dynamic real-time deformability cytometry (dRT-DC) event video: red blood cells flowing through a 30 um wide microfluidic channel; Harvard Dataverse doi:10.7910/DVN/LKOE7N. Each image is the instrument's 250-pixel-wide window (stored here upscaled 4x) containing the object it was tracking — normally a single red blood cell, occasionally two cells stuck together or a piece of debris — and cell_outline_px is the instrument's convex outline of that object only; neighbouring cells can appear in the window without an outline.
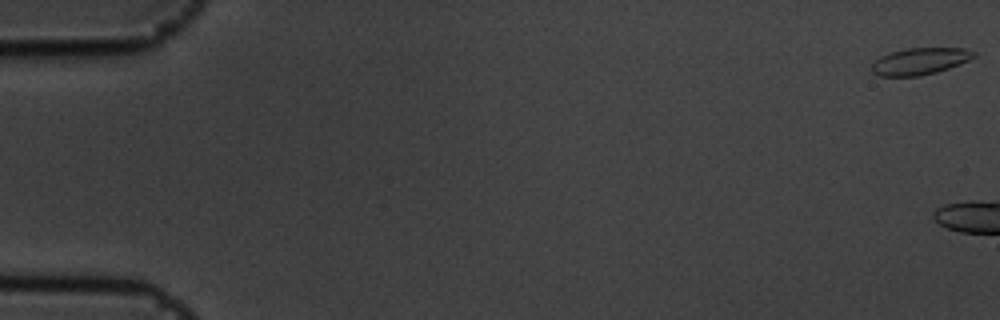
{"species": "common noctule bat (a hibernating species)", "species_latin": "Nyctalus noctula", "temperature_condition": "cold", "stored_images_in_passage": 7, "camera_frame_rate_fps": 3000, "um_per_image_px": 0.085, "animal": {"sex": "male", "body_mass_g": 19.5, "forearm_length_mm": 54.6}, "frame": {"image": 1, "passage_image": 1, "time_ms": 0.0, "image_size_px": [1000, 320], "cell_outline_px": [[976, 56], [960, 64], [936, 72], [920, 76], [876, 76], [872, 72], [872, 64], [880, 56], [892, 52], [908, 48], [964, 48], [976, 52]], "centroid_in_image_um": [78.19, 5.21], "position_along_channel_um": 6.8, "area_um2": 15.9}}